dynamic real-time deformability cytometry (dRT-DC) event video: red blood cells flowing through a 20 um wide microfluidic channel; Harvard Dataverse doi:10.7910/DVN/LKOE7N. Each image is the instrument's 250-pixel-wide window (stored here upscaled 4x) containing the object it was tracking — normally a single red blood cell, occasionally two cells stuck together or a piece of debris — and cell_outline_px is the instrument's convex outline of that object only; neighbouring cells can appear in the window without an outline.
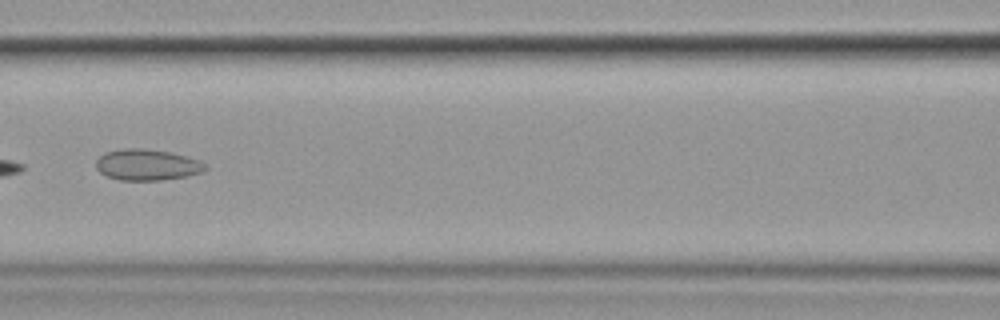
{"species": "common noctule bat (a hibernating species)", "species_latin": "Nyctalus noctula", "temperature_condition": "cold", "stored_images_in_passage": 7, "camera_frame_rate_fps": 3000, "um_per_image_px": 0.085, "animal": {"sex": "female", "body_mass_g": 19.9}, "frame": {"image": 1, "passage_image": 4, "time_ms": 3.667, "image_size_px": [1000, 320], "cell_outline_px": [[208, 168], [204, 172], [188, 176], [160, 180], [120, 180], [108, 176], [100, 172], [96, 168], [96, 160], [104, 152], [124, 148], [144, 148], [168, 152], [200, 160], [208, 164]], "centroid_in_image_um": [12.53, 14.01], "position_along_channel_um": 154.1, "area_um2": 19.94}}
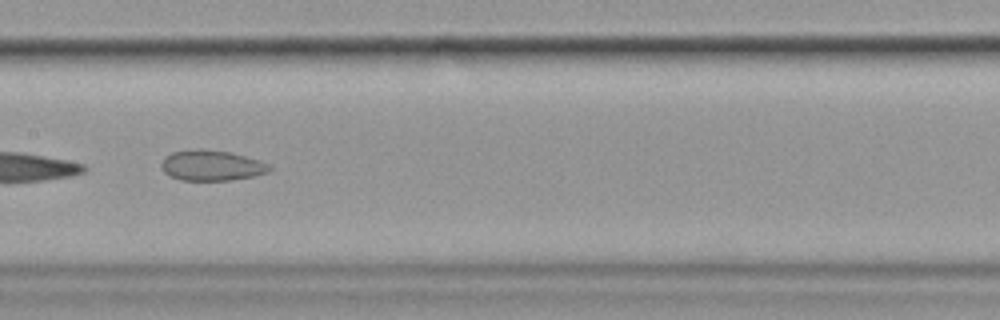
{"frame": {"image": 2, "passage_image": 5, "time_ms": 4.667, "image_size_px": [1000, 320], "cell_outline_px": [[272, 168], [268, 172], [252, 176], [228, 180], [180, 180], [168, 176], [160, 168], [160, 164], [164, 156], [172, 152], [192, 148], [204, 148], [228, 152], [260, 160], [268, 164]], "centroid_in_image_um": [17.91, 14.05], "position_along_channel_um": 189.5, "area_um2": 19.42}}